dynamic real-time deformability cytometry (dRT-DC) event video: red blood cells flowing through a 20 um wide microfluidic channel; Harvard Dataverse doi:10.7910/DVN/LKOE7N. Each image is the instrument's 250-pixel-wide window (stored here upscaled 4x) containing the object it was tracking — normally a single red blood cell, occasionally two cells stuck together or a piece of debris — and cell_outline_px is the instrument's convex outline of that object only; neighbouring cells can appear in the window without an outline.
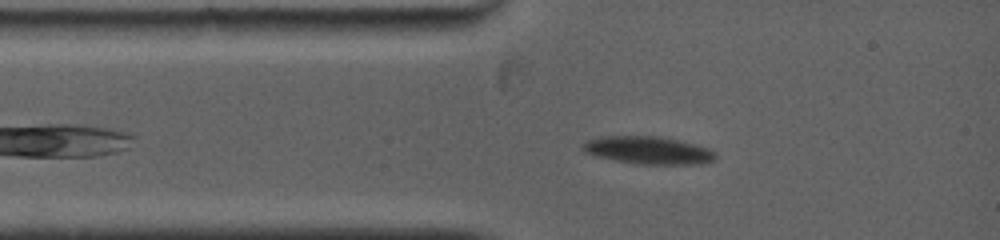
{"species": "common noctule bat (a hibernating species)", "species_latin": "Nyctalus noctula", "temperature_condition": "warm", "stored_images_in_passage": 4, "camera_frame_rate_fps": 5000, "um_per_image_px": 0.085, "animal": {"sex": "female", "body_mass_g": 19.0, "forearm_length_mm": 53.3}, "frame": {"image": 1, "passage_image": 3, "time_ms": 1.8, "image_size_px": [1000, 240], "cell_outline_px": [[716, 160], [700, 164], [636, 164], [596, 156], [584, 152], [580, 144], [584, 140], [600, 136], [656, 136], [696, 144], [708, 148], [716, 152]], "centroid_in_image_um": [55.07, 12.77], "position_along_channel_um": 29.9, "area_um2": 21.56}}